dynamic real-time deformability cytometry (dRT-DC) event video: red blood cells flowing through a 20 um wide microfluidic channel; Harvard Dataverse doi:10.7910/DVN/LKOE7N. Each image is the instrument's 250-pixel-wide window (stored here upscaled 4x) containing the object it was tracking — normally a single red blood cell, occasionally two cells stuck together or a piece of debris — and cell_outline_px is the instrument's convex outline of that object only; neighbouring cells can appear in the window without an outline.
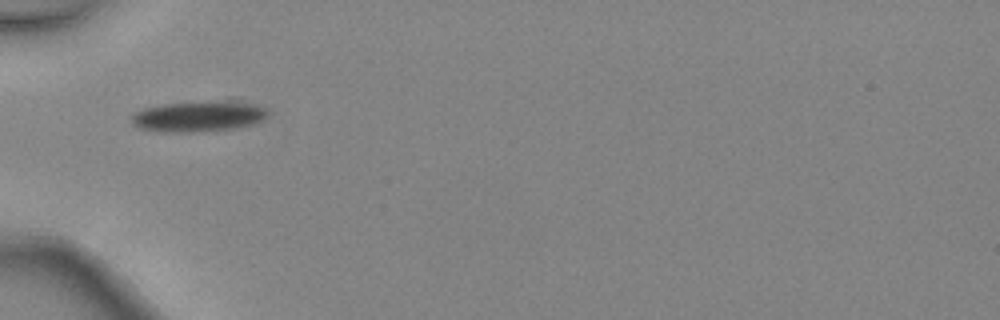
{"species": "common noctule bat (a hibernating species)", "species_latin": "Nyctalus noctula", "temperature_condition": "warm", "stored_images_in_passage": 1, "camera_frame_rate_fps": 3000, "um_per_image_px": 0.085, "animal": {"sex": "female", "body_mass_g": 24.6, "forearm_length_mm": 56.2}, "frame": {"image": 1, "passage_image": 1, "time_ms": 0.0, "image_size_px": [1000, 320], "cell_outline_px": [[268, 116], [252, 124], [232, 128], [204, 132], [164, 132], [140, 128], [132, 124], [132, 116], [136, 112], [144, 108], [164, 104], [224, 100], [240, 100], [264, 108], [268, 112]], "centroid_in_image_um": [16.89, 9.88], "position_along_channel_um": 68.1, "area_um2": 24.39}}